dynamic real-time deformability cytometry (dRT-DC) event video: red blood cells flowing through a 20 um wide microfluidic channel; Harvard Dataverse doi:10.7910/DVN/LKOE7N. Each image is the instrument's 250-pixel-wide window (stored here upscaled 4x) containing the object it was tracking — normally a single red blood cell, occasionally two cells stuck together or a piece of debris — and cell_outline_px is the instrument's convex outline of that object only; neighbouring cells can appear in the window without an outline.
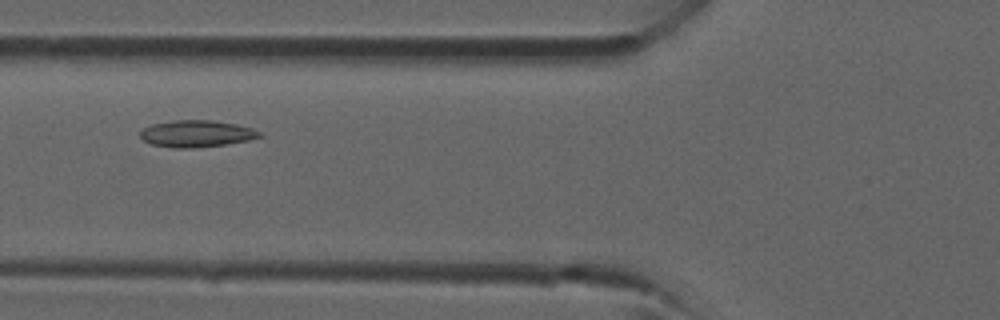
{"species": "common noctule bat (a hibernating species)", "species_latin": "Nyctalus noctula", "temperature_condition": "room temperature", "stored_images_in_passage": 6, "camera_frame_rate_fps": 3000, "um_per_image_px": 0.085, "animal": {"sex": "male", "forearm_length_mm": 52.5}, "frame": {"image": 1, "passage_image": 5, "time_ms": 4.667, "image_size_px": [1000, 320], "cell_outline_px": [[260, 136], [248, 140], [224, 144], [192, 148], [172, 148], [152, 144], [144, 140], [140, 136], [140, 132], [144, 128], [152, 124], [172, 120], [212, 120], [236, 124], [252, 128], [260, 132]], "centroid_in_image_um": [16.67, 11.35], "position_along_channel_um": 109.1, "area_um2": 18.44}}
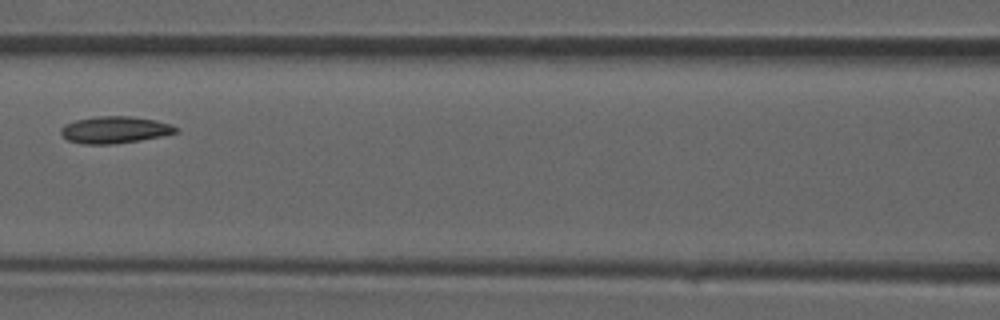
{"frame": {"image": 2, "passage_image": 6, "time_ms": 5.667, "image_size_px": [1000, 320], "cell_outline_px": [[176, 132], [160, 136], [140, 140], [116, 144], [84, 144], [68, 140], [60, 132], [60, 128], [64, 124], [76, 120], [96, 116], [132, 116], [156, 120], [172, 124], [176, 128]], "centroid_in_image_um": [9.73, 11.03], "position_along_channel_um": 156.9, "area_um2": 17.98}}